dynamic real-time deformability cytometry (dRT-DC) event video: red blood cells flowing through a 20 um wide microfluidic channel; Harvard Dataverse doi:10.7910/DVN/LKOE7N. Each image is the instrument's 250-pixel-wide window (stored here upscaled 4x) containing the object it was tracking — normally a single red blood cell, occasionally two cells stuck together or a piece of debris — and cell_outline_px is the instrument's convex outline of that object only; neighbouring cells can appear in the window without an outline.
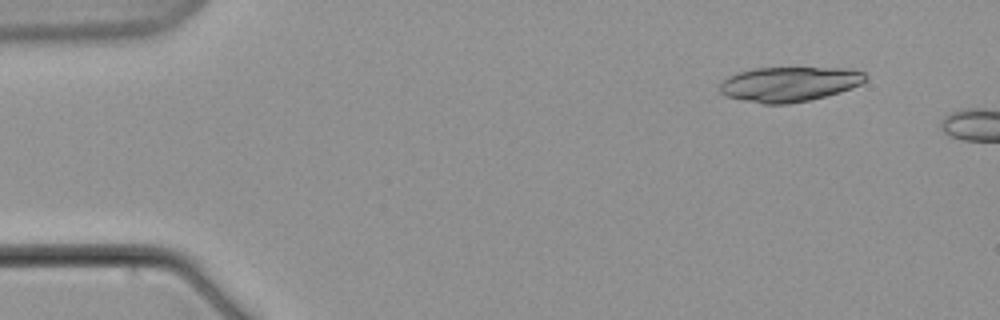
{"species": "common noctule bat (a hibernating species)", "species_latin": "Nyctalus noctula", "temperature_condition": "warm", "stored_images_in_passage": 4, "camera_frame_rate_fps": 3000, "um_per_image_px": 0.085, "animal": {"sex": "male", "body_mass_g": 21.5, "forearm_length_mm": 52.0}, "frame": {"image": 1, "passage_image": 2, "time_ms": 1.667, "image_size_px": [1000, 320], "cell_outline_px": [[868, 76], [860, 84], [852, 88], [840, 92], [808, 100], [788, 104], [764, 104], [724, 96], [720, 92], [720, 84], [728, 76], [740, 72], [756, 68], [844, 68], [864, 72]], "centroid_in_image_um": [67.08, 7.15], "position_along_channel_um": 17.9, "area_um2": 29.36}}